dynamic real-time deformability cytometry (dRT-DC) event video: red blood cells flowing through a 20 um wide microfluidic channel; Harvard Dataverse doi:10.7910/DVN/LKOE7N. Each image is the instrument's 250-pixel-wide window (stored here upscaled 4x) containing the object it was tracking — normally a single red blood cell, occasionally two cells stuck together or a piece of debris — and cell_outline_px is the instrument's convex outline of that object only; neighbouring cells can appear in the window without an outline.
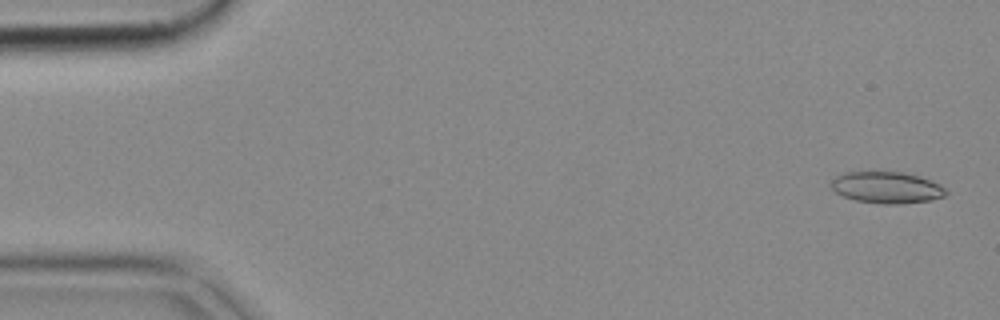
{"species": "common noctule bat (a hibernating species)", "species_latin": "Nyctalus noctula", "temperature_condition": "cold", "stored_images_in_passage": 52, "camera_frame_rate_fps": 3000, "um_per_image_px": 0.085, "animal": {"sex": "female", "body_mass_g": 18.4}, "frame": {"image": 1, "passage_image": 2, "time_ms": 0.333, "image_size_px": [1000, 320], "cell_outline_px": [[948, 192], [944, 196], [928, 200], [896, 204], [884, 204], [856, 200], [844, 196], [836, 192], [832, 188], [832, 180], [836, 176], [848, 172], [900, 172], [916, 176], [940, 184]], "centroid_in_image_um": [75.36, 15.94], "position_along_channel_um": 9.6, "area_um2": 20.58}}
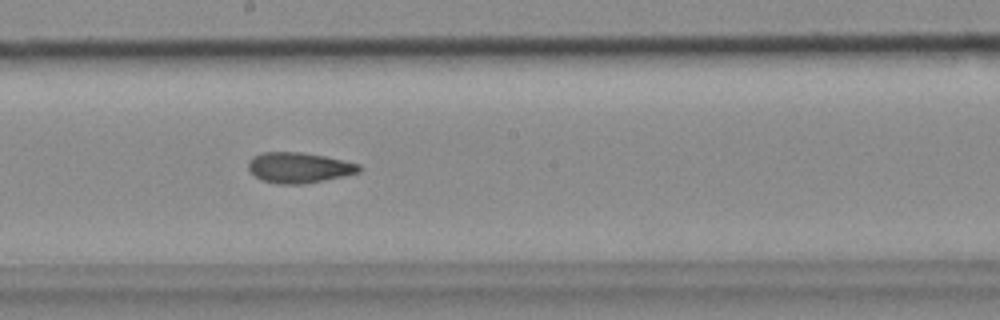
{"frame": {"image": 2, "passage_image": 28, "time_ms": 9.0, "image_size_px": [1000, 320], "cell_outline_px": [[360, 172], [324, 180], [300, 184], [276, 184], [260, 180], [248, 168], [248, 160], [252, 156], [264, 152], [300, 152], [324, 156], [360, 164]], "centroid_in_image_um": [25.37, 14.25], "position_along_channel_um": 222.8, "area_um2": 19.59}}
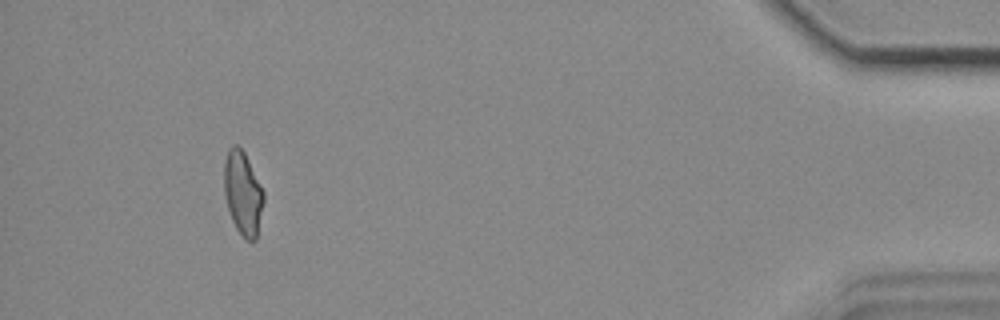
{"frame": {"image": 3, "passage_image": 48, "time_ms": 15.667, "image_size_px": [1000, 320], "cell_outline_px": [[264, 200], [256, 240], [244, 240], [236, 228], [232, 220], [224, 196], [224, 160], [228, 148], [232, 144], [236, 144], [244, 152], [264, 192]], "centroid_in_image_um": [20.62, 16.42], "position_along_channel_um": 414.6, "area_um2": 19.31}}